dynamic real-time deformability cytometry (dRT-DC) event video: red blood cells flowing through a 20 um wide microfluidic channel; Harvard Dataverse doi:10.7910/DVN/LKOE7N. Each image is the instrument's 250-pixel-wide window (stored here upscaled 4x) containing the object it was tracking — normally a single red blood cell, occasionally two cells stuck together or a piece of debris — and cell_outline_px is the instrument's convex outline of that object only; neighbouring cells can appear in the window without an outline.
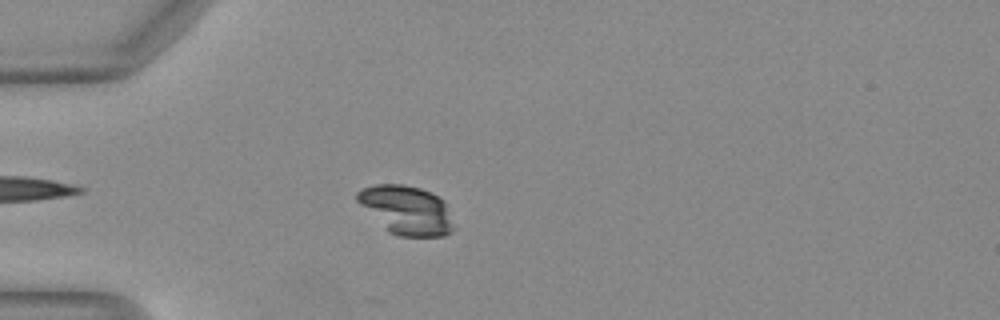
{"species": "Egyptian fruit bat (a non-hibernating species)", "species_latin": "Rousettus aegyptiacus", "temperature_condition": "warm", "stored_images_in_passage": 36, "camera_frame_rate_fps": 3000, "um_per_image_px": 0.085, "animal": {"sex": "female"}, "frame": {"image": 1, "passage_image": 3, "time_ms": 0.667, "image_size_px": [1000, 320], "cell_outline_px": [[456, 228], [452, 232], [444, 236], [396, 236], [388, 232], [356, 200], [356, 192], [360, 188], [376, 184], [404, 184], [420, 188], [444, 200]], "centroid_in_image_um": [34.56, 17.86], "position_along_channel_um": 50.4, "area_um2": 27.57}}
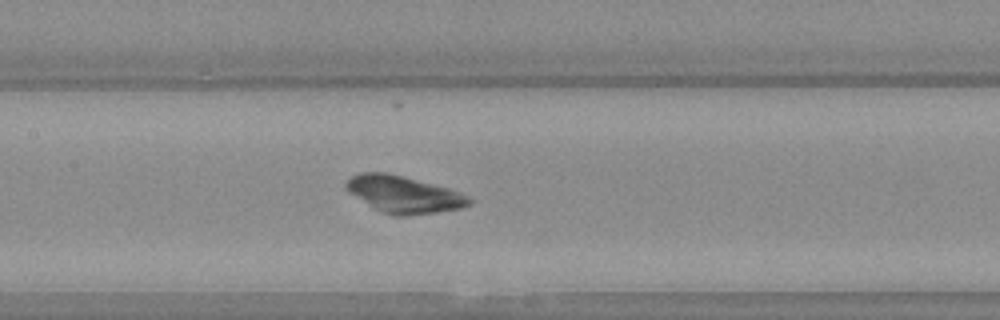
{"frame": {"image": 2, "passage_image": 13, "time_ms": 4.0, "image_size_px": [1000, 320], "cell_outline_px": [[472, 204], [460, 208], [436, 212], [404, 216], [392, 216], [380, 212], [372, 208], [348, 192], [344, 188], [344, 184], [352, 176], [360, 172], [384, 172], [448, 188], [472, 196]], "centroid_in_image_um": [34.3, 16.54], "position_along_channel_um": 173.1, "area_um2": 26.53}}
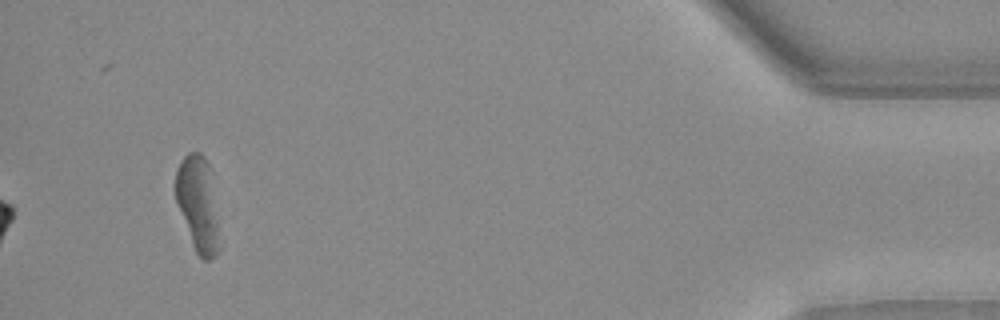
{"frame": {"image": 3, "passage_image": 36, "time_ms": 11.667, "image_size_px": [1000, 320], "cell_outline_px": [[220, 248], [216, 256], [208, 260], [204, 260], [196, 252], [192, 244], [176, 200], [176, 172], [180, 160], [188, 152], [200, 152], [204, 156], [208, 164]], "centroid_in_image_um": [16.8, 17.35], "position_along_channel_um": 418.4, "area_um2": 23.41}}